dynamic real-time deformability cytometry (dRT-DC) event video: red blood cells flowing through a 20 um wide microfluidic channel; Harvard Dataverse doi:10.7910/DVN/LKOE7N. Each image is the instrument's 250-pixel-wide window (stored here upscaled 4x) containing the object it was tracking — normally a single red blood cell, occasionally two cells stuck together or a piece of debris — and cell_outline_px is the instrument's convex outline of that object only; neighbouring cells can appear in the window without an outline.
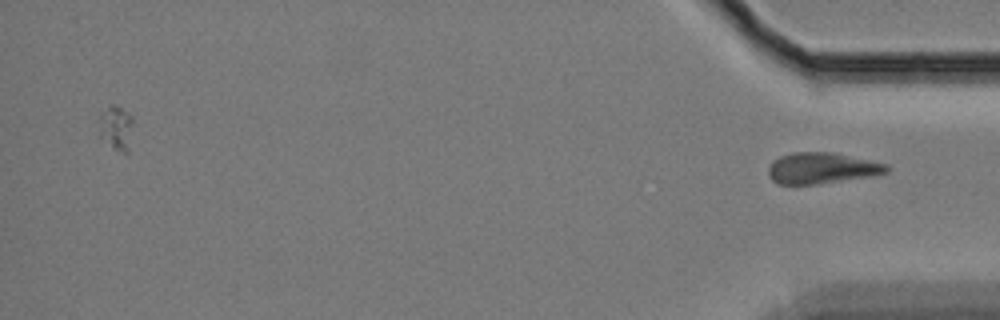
{"species": "Egyptian fruit bat (a non-hibernating species)", "species_latin": "Rousettus aegyptiacus", "temperature_condition": "cold", "stored_images_in_passage": 44, "camera_frame_rate_fps": 3000, "um_per_image_px": 0.085, "animal": {"sex": "female"}, "frame": {"image": 1, "passage_image": 44, "time_ms": 14.333, "image_size_px": [1000, 320], "cell_outline_px": [[888, 172], [868, 176], [820, 184], [780, 184], [772, 180], [768, 176], [768, 168], [772, 160], [780, 156], [792, 152], [832, 152], [884, 164], [888, 168]], "centroid_in_image_um": [69.76, 14.29], "position_along_channel_um": 365.4, "area_um2": 21.1}}